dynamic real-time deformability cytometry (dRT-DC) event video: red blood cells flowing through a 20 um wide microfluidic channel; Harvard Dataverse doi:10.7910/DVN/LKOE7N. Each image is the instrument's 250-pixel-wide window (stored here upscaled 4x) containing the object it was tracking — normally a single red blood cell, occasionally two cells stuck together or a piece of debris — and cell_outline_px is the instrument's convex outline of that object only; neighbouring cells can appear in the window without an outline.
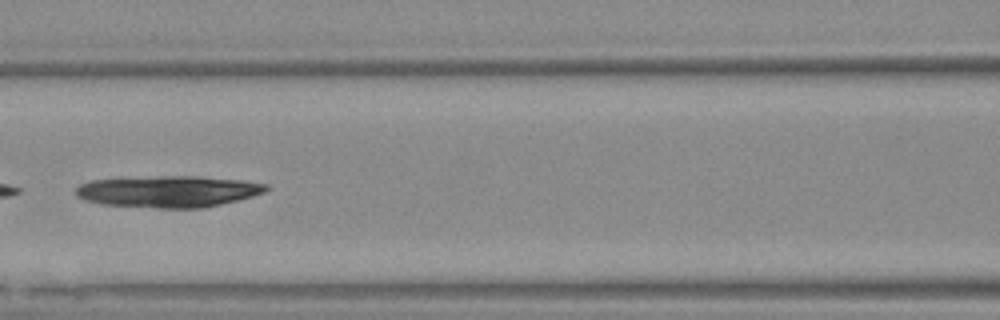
{"species": "Egyptian fruit bat (a non-hibernating species)", "species_latin": "Rousettus aegyptiacus", "temperature_condition": "warm", "stored_images_in_passage": 54, "camera_frame_rate_fps": 3000, "um_per_image_px": 0.085, "animal": {"sex": "female"}, "frame": {"image": 1, "passage_image": 24, "time_ms": 7.667, "image_size_px": [1000, 320], "cell_outline_px": [[272, 188], [264, 192], [252, 196], [204, 208], [160, 208], [100, 204], [84, 200], [76, 196], [76, 188], [80, 184], [88, 180], [160, 176], [200, 176], [240, 180], [268, 184]], "centroid_in_image_um": [14.3, 16.27], "position_along_channel_um": 152.3, "area_um2": 35.08}}
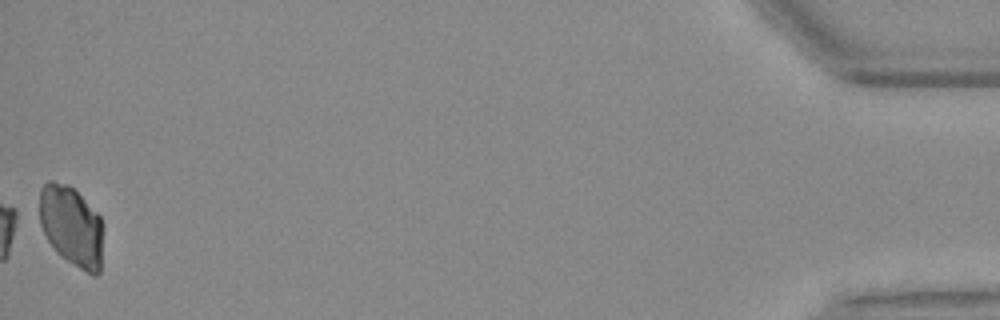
{"frame": {"image": 2, "passage_image": 54, "time_ms": 17.667, "image_size_px": [1000, 320], "cell_outline_px": [[104, 228], [100, 272], [96, 276], [92, 276], [60, 256], [56, 252], [48, 240], [40, 224], [40, 188], [48, 180], [52, 180], [68, 184], [100, 216]], "centroid_in_image_um": [6.1, 19.24], "position_along_channel_um": 429.1, "area_um2": 30.06}}